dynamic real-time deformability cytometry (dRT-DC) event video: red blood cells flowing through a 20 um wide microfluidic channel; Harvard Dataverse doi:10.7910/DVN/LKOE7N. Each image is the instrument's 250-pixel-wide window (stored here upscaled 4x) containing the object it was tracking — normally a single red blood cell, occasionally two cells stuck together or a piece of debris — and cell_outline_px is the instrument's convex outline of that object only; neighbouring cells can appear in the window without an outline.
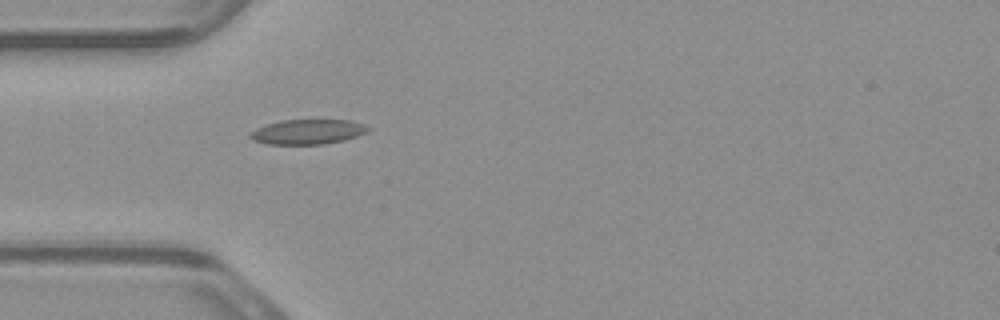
{"species": "common noctule bat (a hibernating species)", "species_latin": "Nyctalus noctula", "temperature_condition": "warm", "stored_images_in_passage": 5, "camera_frame_rate_fps": 3000, "um_per_image_px": 0.085, "animal": {"sex": "male", "body_mass_g": 23.1, "forearm_length_mm": 52.7}, "frame": {"image": 1, "passage_image": 1, "time_ms": 0.0, "image_size_px": [1000, 320], "cell_outline_px": [[372, 128], [368, 132], [344, 140], [324, 144], [268, 144], [252, 140], [248, 136], [256, 128], [280, 120], [352, 120], [364, 124]], "centroid_in_image_um": [26.19, 11.2], "position_along_channel_um": 58.8, "area_um2": 17.11}}